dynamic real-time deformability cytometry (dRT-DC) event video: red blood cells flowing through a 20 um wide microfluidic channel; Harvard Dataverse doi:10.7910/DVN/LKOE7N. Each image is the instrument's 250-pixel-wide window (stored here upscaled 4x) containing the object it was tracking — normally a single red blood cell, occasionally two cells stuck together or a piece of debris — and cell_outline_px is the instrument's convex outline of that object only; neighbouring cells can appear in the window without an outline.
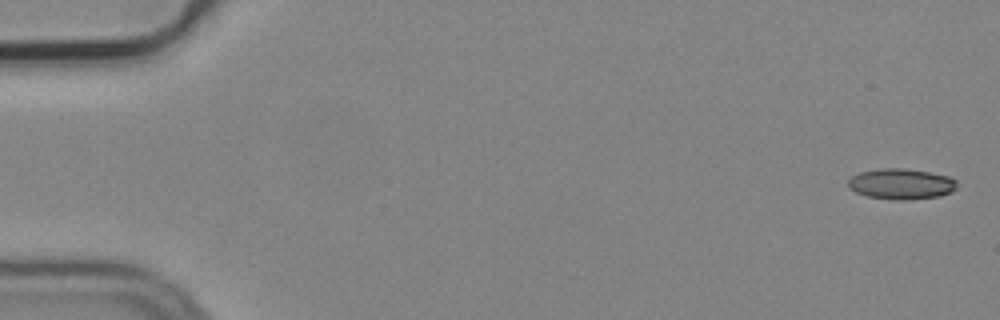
{"species": "common noctule bat (a hibernating species)", "species_latin": "Nyctalus noctula", "temperature_condition": "cold", "stored_images_in_passage": 6, "camera_frame_rate_fps": 3000, "um_per_image_px": 0.085, "animal": {"sex": "male", "body_mass_g": 19.2, "forearm_length_mm": 51.8}, "frame": {"image": 1, "passage_image": 1, "time_ms": 0.0, "image_size_px": [1000, 320], "cell_outline_px": [[956, 188], [952, 192], [940, 196], [904, 200], [896, 200], [868, 196], [856, 192], [848, 188], [848, 180], [852, 176], [860, 172], [880, 168], [904, 168], [928, 172], [948, 176], [956, 180]], "centroid_in_image_um": [76.59, 15.63], "position_along_channel_um": 8.4, "area_um2": 19.42}}
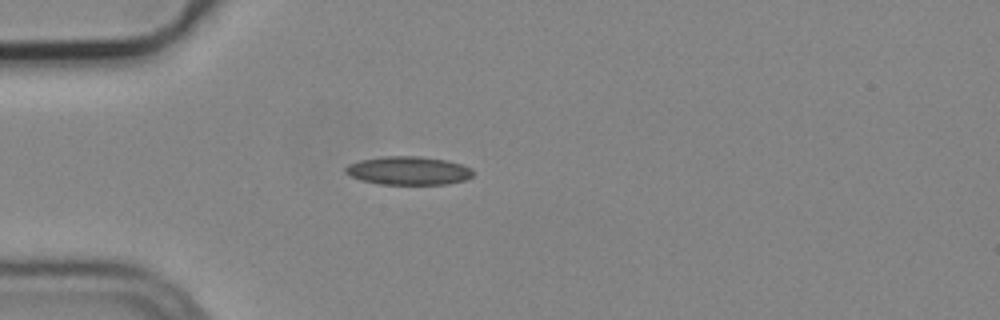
{"frame": {"image": 2, "passage_image": 5, "time_ms": 1.333, "image_size_px": [1000, 320], "cell_outline_px": [[472, 176], [464, 180], [448, 184], [380, 184], [360, 180], [344, 172], [344, 168], [348, 164], [360, 160], [384, 156], [420, 156], [444, 160], [460, 164], [472, 168]], "centroid_in_image_um": [34.68, 14.5], "position_along_channel_um": 50.3, "area_um2": 21.04}}